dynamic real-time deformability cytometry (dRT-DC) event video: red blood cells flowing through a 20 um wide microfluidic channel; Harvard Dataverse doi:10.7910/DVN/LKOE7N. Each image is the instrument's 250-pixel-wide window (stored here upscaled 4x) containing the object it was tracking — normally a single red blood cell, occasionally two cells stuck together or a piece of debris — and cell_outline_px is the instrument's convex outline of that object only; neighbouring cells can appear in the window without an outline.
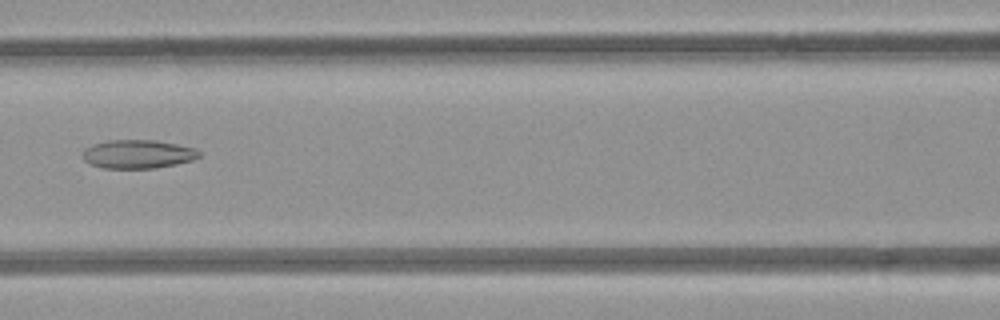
{"species": "common noctule bat (a hibernating species)", "species_latin": "Nyctalus noctula", "temperature_condition": "room temperature", "stored_images_in_passage": 4, "camera_frame_rate_fps": 3000, "um_per_image_px": 0.085, "animal": {"sex": "female", "body_mass_g": 21.9}, "frame": {"image": 1, "passage_image": 4, "time_ms": 4.0, "image_size_px": [1000, 320], "cell_outline_px": [[200, 156], [192, 160], [176, 164], [156, 168], [104, 168], [88, 164], [84, 160], [84, 148], [108, 140], [156, 140], [196, 148], [200, 152]], "centroid_in_image_um": [11.73, 13.1], "position_along_channel_um": 154.9, "area_um2": 19.36}}